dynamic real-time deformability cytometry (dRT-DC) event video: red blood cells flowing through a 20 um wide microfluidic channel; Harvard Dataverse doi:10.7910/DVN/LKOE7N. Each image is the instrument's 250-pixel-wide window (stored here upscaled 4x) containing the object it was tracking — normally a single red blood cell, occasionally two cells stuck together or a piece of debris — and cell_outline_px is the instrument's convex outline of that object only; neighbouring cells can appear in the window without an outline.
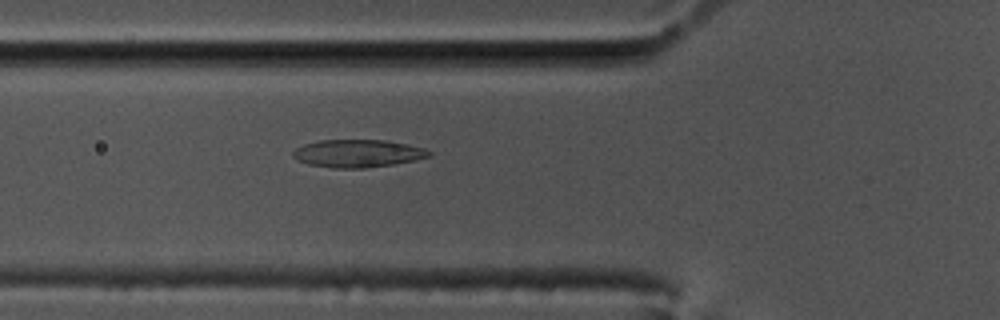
{"species": "common noctule bat (a hibernating species)", "species_latin": "Nyctalus noctula", "temperature_condition": "cold", "stored_images_in_passage": 57, "camera_frame_rate_fps": 3000, "um_per_image_px": 0.085, "animal": {"sex": "male", "body_mass_g": 17.5, "forearm_length_mm": 52.3}, "frame": {"image": 1, "passage_image": 20, "time_ms": 6.333, "image_size_px": [1000, 320], "cell_outline_px": [[432, 156], [392, 164], [364, 168], [332, 168], [308, 164], [296, 160], [292, 156], [292, 152], [296, 148], [304, 144], [320, 140], [384, 140], [424, 148], [432, 152]], "centroid_in_image_um": [30.36, 13.04], "position_along_channel_um": 95.4, "area_um2": 21.85}}
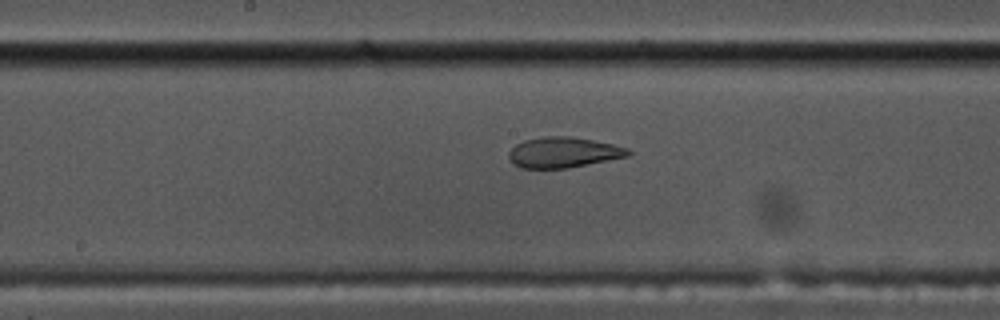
{"frame": {"image": 2, "passage_image": 29, "time_ms": 9.333, "image_size_px": [1000, 320], "cell_outline_px": [[632, 156], [568, 168], [520, 168], [512, 164], [508, 156], [508, 152], [516, 144], [524, 140], [544, 136], [572, 136], [612, 144], [628, 148], [632, 152]], "centroid_in_image_um": [47.9, 12.96], "position_along_channel_um": 200.3, "area_um2": 21.5}}
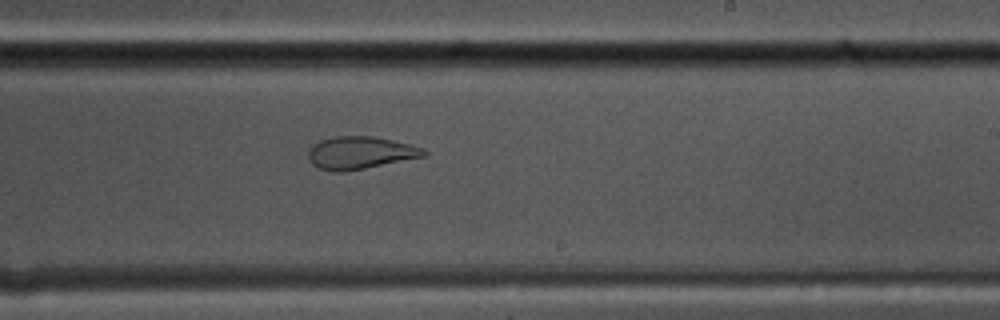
{"frame": {"image": 3, "passage_image": 34, "time_ms": 11.0, "image_size_px": [1000, 320], "cell_outline_px": [[428, 156], [344, 172], [332, 172], [320, 168], [312, 164], [308, 160], [308, 148], [312, 144], [320, 140], [336, 136], [372, 136], [392, 140], [424, 148], [428, 152]], "centroid_in_image_um": [30.61, 12.99], "position_along_channel_um": 258.4, "area_um2": 22.14}, "authors_computed_cell_mechanics": {"area_um2": 22.6576, "velocity_mm_per_s": 3.4863, "shape_relaxation_time_tau1_ms": null, "shape_relaxation_time_tau2_ms": 1.5262, "deformation_change_tau1": null, "deformation_change_tau2": 0.08}}